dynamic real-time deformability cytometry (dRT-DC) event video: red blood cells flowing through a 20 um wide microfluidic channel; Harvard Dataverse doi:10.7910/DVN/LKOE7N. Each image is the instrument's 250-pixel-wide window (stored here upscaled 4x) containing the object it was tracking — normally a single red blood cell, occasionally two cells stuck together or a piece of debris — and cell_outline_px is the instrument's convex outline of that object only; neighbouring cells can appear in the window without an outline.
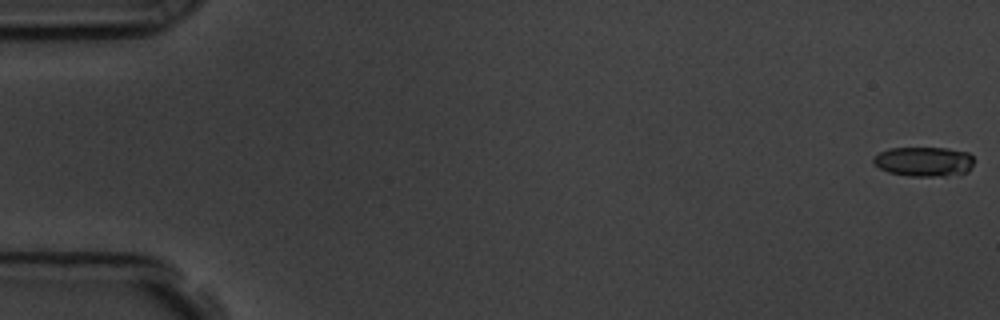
{"species": "common noctule bat (a hibernating species)", "species_latin": "Nyctalus noctula", "temperature_condition": "room temperature", "stored_images_in_passage": 57, "camera_frame_rate_fps": 3000, "um_per_image_px": 0.085, "animal": {"sex": "male", "body_mass_g": 19.5, "forearm_length_mm": 54.6}, "frame": {"image": 1, "passage_image": 1, "time_ms": 0.0, "image_size_px": [1000, 320], "cell_outline_px": [[976, 160], [972, 168], [968, 172], [944, 176], [908, 176], [888, 172], [872, 164], [872, 156], [888, 148], [948, 148], [968, 152]], "centroid_in_image_um": [78.54, 13.73], "position_along_channel_um": 6.5, "area_um2": 17.74}}
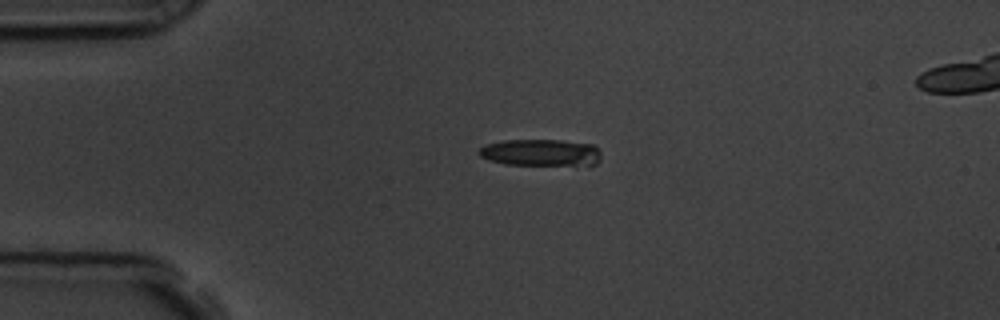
{"frame": {"image": 2, "passage_image": 14, "time_ms": 4.333, "image_size_px": [1000, 320], "cell_outline_px": [[600, 160], [592, 168], [588, 168], [504, 164], [488, 160], [480, 156], [476, 152], [480, 148], [488, 144], [504, 140], [560, 140], [592, 144], [600, 152]], "centroid_in_image_um": [46.06, 13.03], "position_along_channel_um": 38.9, "area_um2": 20.17}}
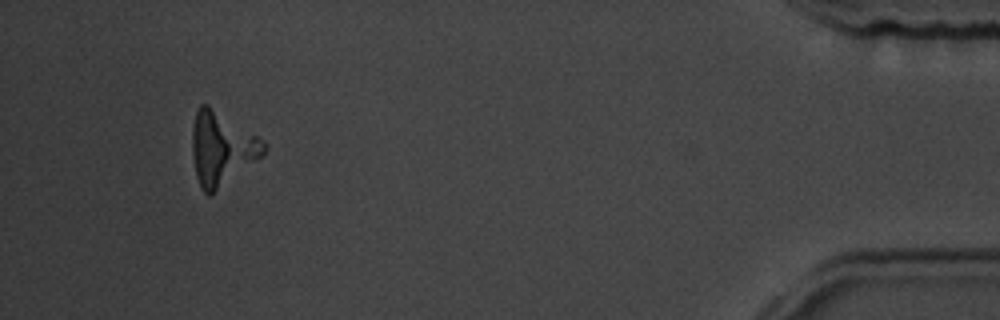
{"frame": {"image": 3, "passage_image": 54, "time_ms": 17.667, "image_size_px": [1000, 320], "cell_outline_px": [[268, 148], [264, 156], [208, 196], [200, 188], [196, 176], [192, 152], [192, 128], [196, 112], [200, 104], [208, 104], [264, 140], [268, 144]], "centroid_in_image_um": [18.86, 12.62], "position_along_channel_um": 416.3, "area_um2": 30.63}}